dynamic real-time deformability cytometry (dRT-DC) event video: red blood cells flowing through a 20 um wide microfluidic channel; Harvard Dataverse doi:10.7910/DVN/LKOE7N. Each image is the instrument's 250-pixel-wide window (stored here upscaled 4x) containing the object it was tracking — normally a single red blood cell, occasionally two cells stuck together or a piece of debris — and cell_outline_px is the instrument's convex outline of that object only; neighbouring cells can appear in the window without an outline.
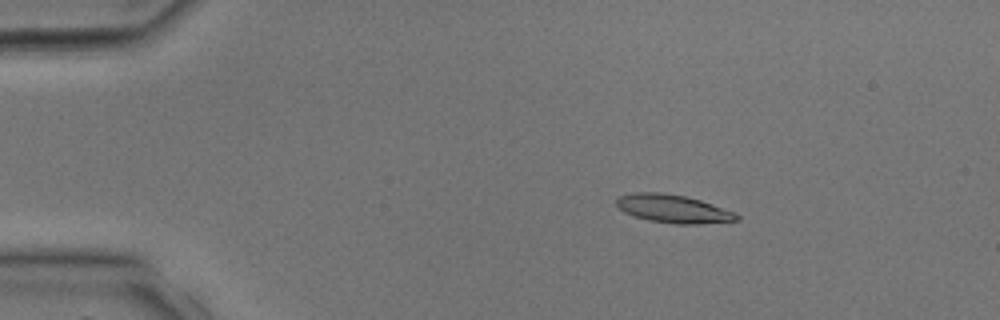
{"species": "common noctule bat (a hibernating species)", "species_latin": "Nyctalus noctula", "temperature_condition": "room temperature", "stored_images_in_passage": 23, "camera_frame_rate_fps": 3000, "um_per_image_px": 0.085, "animal": {"sex": "male", "body_mass_g": 17.9, "forearm_length_mm": 54.2}, "frame": {"image": 1, "passage_image": 6, "time_ms": 1.667, "image_size_px": [1000, 320], "cell_outline_px": [[740, 220], [696, 224], [676, 224], [648, 220], [624, 212], [616, 204], [616, 200], [620, 196], [632, 192], [664, 192], [684, 196], [700, 200], [736, 212], [740, 216]], "centroid_in_image_um": [57.24, 17.74], "position_along_channel_um": 27.8, "area_um2": 19.71}}
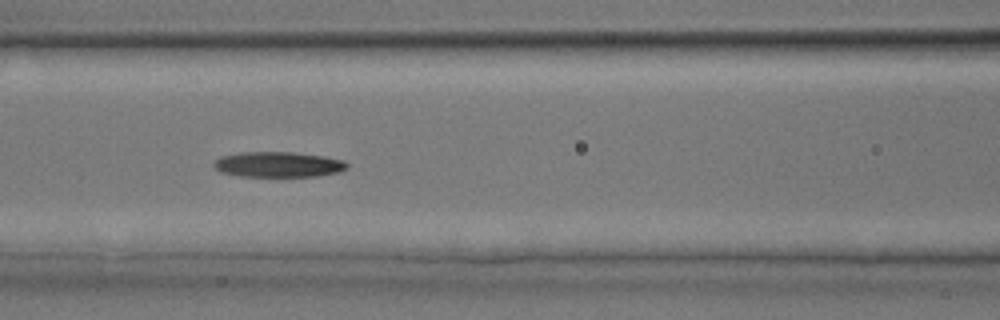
{"frame": {"image": 2, "passage_image": 15, "time_ms": 4.667, "image_size_px": [1000, 320], "cell_outline_px": [[348, 168], [340, 172], [316, 176], [240, 176], [220, 172], [212, 164], [220, 156], [240, 152], [292, 152], [324, 156], [344, 160], [348, 164]], "centroid_in_image_um": [23.66, 13.97], "position_along_channel_um": 142.9, "area_um2": 19.77}}
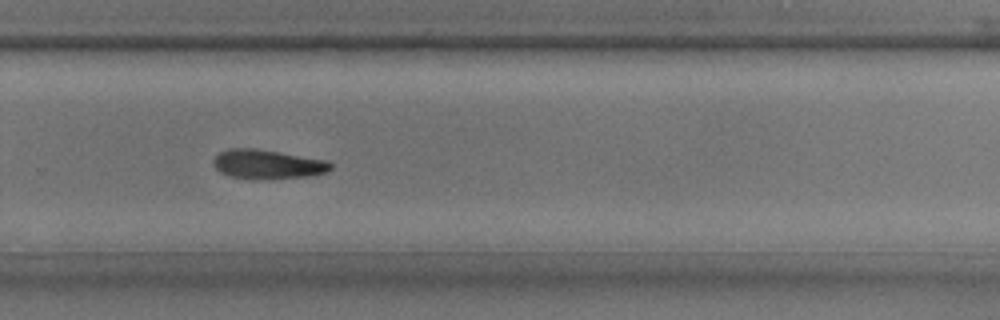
{"frame": {"image": 3, "passage_image": 23, "time_ms": 7.333, "image_size_px": [1000, 320], "cell_outline_px": [[332, 168], [324, 172], [308, 176], [232, 176], [220, 172], [212, 164], [212, 160], [220, 152], [228, 148], [256, 148], [328, 160], [332, 164]], "centroid_in_image_um": [22.73, 13.89], "position_along_channel_um": 307.1, "area_um2": 18.96}}